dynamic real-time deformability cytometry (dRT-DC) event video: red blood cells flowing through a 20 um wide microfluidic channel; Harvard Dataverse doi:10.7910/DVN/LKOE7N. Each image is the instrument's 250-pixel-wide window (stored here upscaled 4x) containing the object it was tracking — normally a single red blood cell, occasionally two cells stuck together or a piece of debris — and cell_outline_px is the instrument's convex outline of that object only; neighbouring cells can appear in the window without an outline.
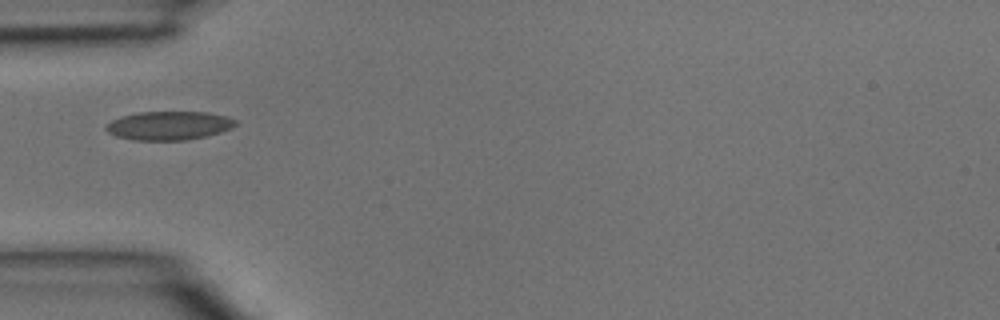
{"species": "common noctule bat (a hibernating species)", "species_latin": "Nyctalus noctula", "temperature_condition": "room temperature", "stored_images_in_passage": 4, "camera_frame_rate_fps": 3000, "um_per_image_px": 0.085, "animal": {"sex": "male", "body_mass_g": 15.6}, "frame": {"image": 1, "passage_image": 4, "time_ms": 1.0, "image_size_px": [1000, 320], "cell_outline_px": [[236, 124], [232, 128], [208, 136], [188, 140], [132, 140], [116, 136], [108, 132], [104, 128], [112, 120], [120, 116], [140, 112], [208, 112], [224, 116], [236, 120]], "centroid_in_image_um": [14.35, 10.68], "position_along_channel_um": 70.6, "area_um2": 21.68}}